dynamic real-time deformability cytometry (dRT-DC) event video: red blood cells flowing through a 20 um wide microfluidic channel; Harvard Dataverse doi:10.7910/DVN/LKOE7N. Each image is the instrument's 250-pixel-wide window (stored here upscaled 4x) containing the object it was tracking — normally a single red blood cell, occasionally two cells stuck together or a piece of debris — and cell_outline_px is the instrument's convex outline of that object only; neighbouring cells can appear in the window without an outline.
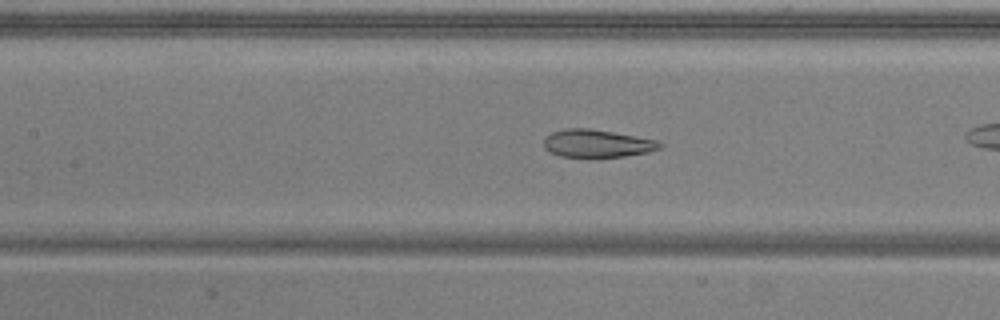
{"species": "common noctule bat (a hibernating species)", "species_latin": "Nyctalus noctula", "temperature_condition": "warm", "stored_images_in_passage": 30, "camera_frame_rate_fps": 3000, "um_per_image_px": 0.085, "animal": {"sex": "male", "body_mass_g": 20.5, "forearm_length_mm": 52.5}, "frame": {"image": 1, "passage_image": 13, "time_ms": 4.0, "image_size_px": [1000, 320], "cell_outline_px": [[664, 144], [660, 148], [648, 152], [624, 156], [560, 156], [544, 148], [544, 140], [552, 132], [564, 128], [588, 128], [612, 132], [656, 140]], "centroid_in_image_um": [50.75, 12.18], "position_along_channel_um": 156.6, "area_um2": 18.32}}